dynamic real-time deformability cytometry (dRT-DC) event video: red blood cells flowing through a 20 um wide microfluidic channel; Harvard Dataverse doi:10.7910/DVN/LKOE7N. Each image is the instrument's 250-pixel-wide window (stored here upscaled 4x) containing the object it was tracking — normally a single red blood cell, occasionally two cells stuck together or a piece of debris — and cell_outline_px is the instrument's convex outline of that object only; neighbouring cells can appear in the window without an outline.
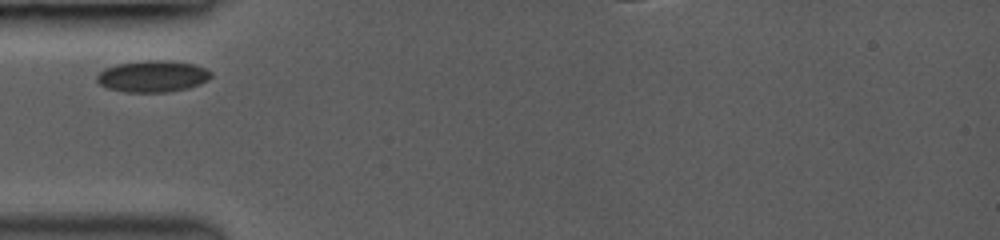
{"species": "common noctule bat (a hibernating species)", "species_latin": "Nyctalus noctula", "temperature_condition": "room temperature", "stored_images_in_passage": 2, "camera_frame_rate_fps": 3000, "um_per_image_px": 0.085, "animal": {"sex": "female", "body_mass_g": 19.0, "forearm_length_mm": 53.3}, "frame": {"image": 1, "passage_image": 1, "time_ms": 0.0, "image_size_px": [1000, 240], "cell_outline_px": [[212, 76], [208, 80], [200, 84], [188, 88], [168, 92], [124, 92], [108, 88], [100, 84], [96, 80], [96, 76], [104, 68], [116, 64], [144, 60], [172, 60], [196, 64], [212, 72]], "centroid_in_image_um": [12.99, 6.47], "position_along_channel_um": 72.0, "area_um2": 21.27}}
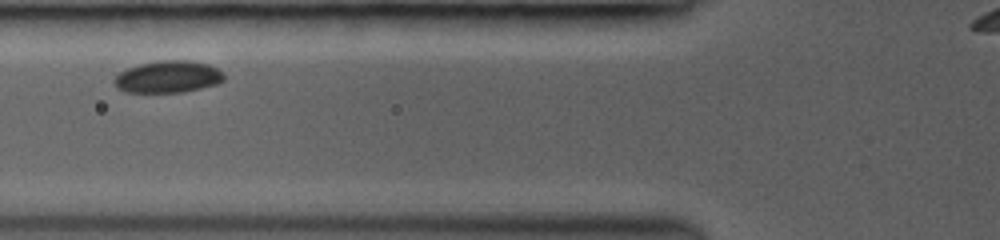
{"frame": {"image": 2, "passage_image": 2, "time_ms": 1.0, "image_size_px": [1000, 240], "cell_outline_px": [[224, 80], [216, 84], [184, 92], [124, 92], [116, 88], [112, 80], [120, 72], [128, 68], [140, 64], [156, 60], [192, 60], [208, 64], [224, 72]], "centroid_in_image_um": [14.27, 6.52], "position_along_channel_um": 111.5, "area_um2": 20.63}}